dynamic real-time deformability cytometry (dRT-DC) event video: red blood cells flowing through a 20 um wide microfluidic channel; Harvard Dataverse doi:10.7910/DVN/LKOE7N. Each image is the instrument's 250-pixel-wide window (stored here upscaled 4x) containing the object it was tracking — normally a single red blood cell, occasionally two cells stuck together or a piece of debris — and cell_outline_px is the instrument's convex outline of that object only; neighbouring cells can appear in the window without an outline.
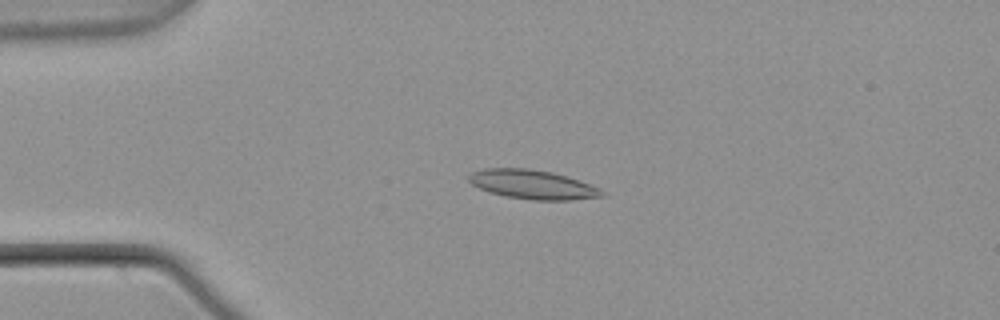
{"species": "common noctule bat (a hibernating species)", "species_latin": "Nyctalus noctula", "temperature_condition": "warm", "stored_images_in_passage": 54, "camera_frame_rate_fps": 3000, "um_per_image_px": 0.085, "animal": {"sex": "male", "body_mass_g": 21.5, "forearm_length_mm": 52.0}, "frame": {"image": 1, "passage_image": 13, "time_ms": 4.0, "image_size_px": [1000, 320], "cell_outline_px": [[604, 196], [572, 200], [532, 200], [504, 196], [488, 192], [472, 184], [468, 180], [468, 176], [472, 172], [484, 168], [528, 168], [552, 172], [580, 180], [600, 188], [604, 192]], "centroid_in_image_um": [45.27, 15.68], "position_along_channel_um": 39.7, "area_um2": 22.72}}
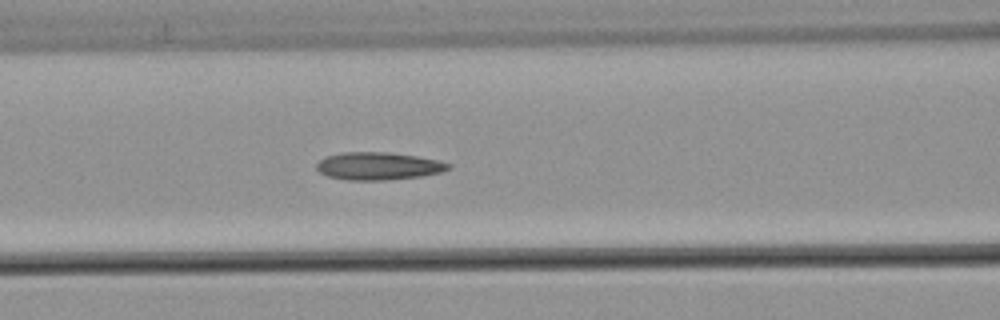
{"frame": {"image": 2, "passage_image": 23, "time_ms": 7.333, "image_size_px": [1000, 320], "cell_outline_px": [[452, 168], [444, 172], [420, 176], [384, 180], [348, 180], [328, 176], [320, 172], [316, 168], [316, 164], [324, 156], [340, 152], [388, 152], [416, 156], [440, 160], [452, 164]], "centroid_in_image_um": [32.19, 14.1], "position_along_channel_um": 134.4, "area_um2": 21.44}}
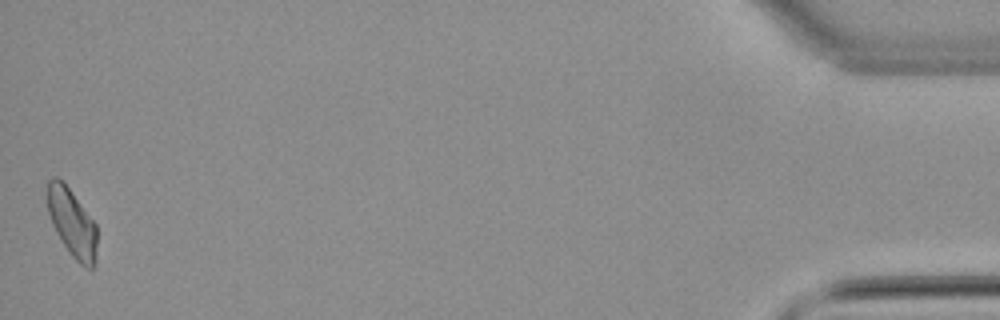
{"frame": {"image": 3, "passage_image": 54, "time_ms": 17.667, "image_size_px": [1000, 320], "cell_outline_px": [[96, 264], [92, 268], [88, 268], [80, 264], [68, 252], [56, 232], [52, 224], [48, 212], [48, 180], [52, 176], [56, 176], [64, 180], [96, 224]], "centroid_in_image_um": [6.12, 18.92], "position_along_channel_um": 429.1, "area_um2": 19.83}, "authors_computed_cell_mechanics": {"area_um2": 20.8369, "velocity_mm_per_s": 3.7805, "shape_relaxation_time_tau1_ms": null, "shape_relaxation_time_tau2_ms": 4.7883, "deformation_change_tau1": null, "deformation_change_tau2": 0.1249}}